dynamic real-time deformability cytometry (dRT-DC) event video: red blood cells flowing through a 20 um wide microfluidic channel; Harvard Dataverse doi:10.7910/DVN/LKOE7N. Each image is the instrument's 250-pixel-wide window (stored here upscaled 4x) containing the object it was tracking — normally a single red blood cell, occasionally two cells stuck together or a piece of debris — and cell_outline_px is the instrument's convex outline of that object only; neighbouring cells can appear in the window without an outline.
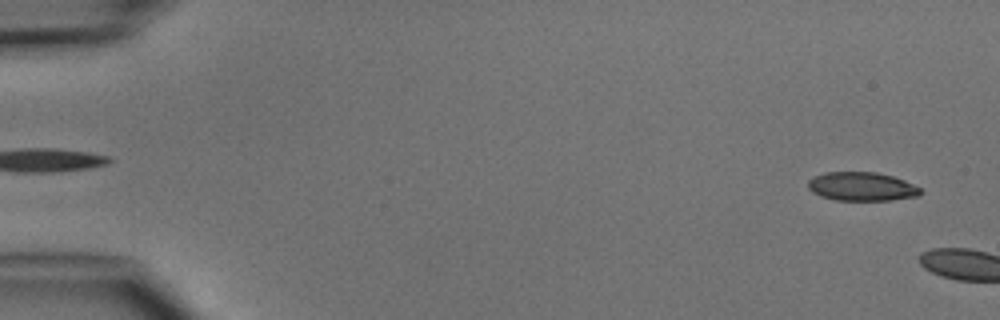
{"species": "common noctule bat (a hibernating species)", "species_latin": "Nyctalus noctula", "temperature_condition": "cold", "stored_images_in_passage": 4, "camera_frame_rate_fps": 3000, "um_per_image_px": 0.085, "animal": {"sex": "male", "body_mass_g": 15.6}, "frame": {"image": 1, "passage_image": 4, "time_ms": 3.667, "image_size_px": [1000, 320], "cell_outline_px": [[920, 196], [892, 200], [836, 200], [820, 196], [812, 192], [808, 188], [808, 180], [824, 172], [876, 172], [892, 176], [904, 180], [920, 188]], "centroid_in_image_um": [73.24, 15.86], "position_along_channel_um": 11.8, "area_um2": 18.79}}